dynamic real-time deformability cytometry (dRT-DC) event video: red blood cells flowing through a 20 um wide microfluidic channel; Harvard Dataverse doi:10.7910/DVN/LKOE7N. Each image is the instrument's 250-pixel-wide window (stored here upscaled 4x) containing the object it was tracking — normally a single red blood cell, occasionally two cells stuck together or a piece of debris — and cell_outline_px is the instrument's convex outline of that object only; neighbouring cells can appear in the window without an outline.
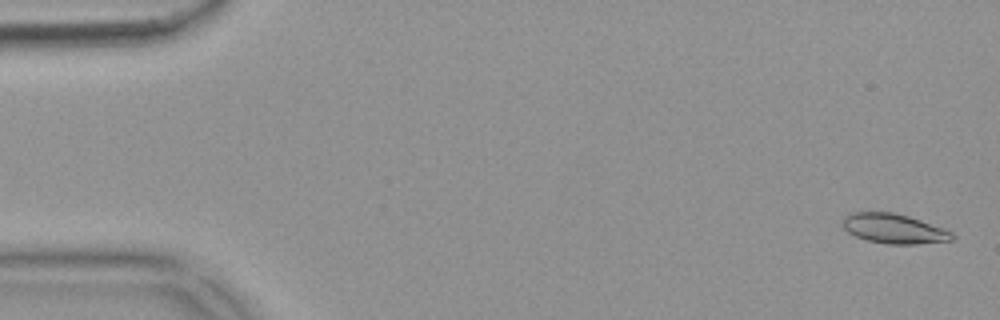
{"species": "common noctule bat (a hibernating species)", "species_latin": "Nyctalus noctula", "temperature_condition": "warm", "stored_images_in_passage": 55, "camera_frame_rate_fps": 3000, "um_per_image_px": 0.085, "animal": {"sex": "female", "body_mass_g": 18.4}, "frame": {"image": 1, "passage_image": 2, "time_ms": 0.333, "image_size_px": [1000, 320], "cell_outline_px": [[956, 236], [952, 240], [916, 244], [888, 244], [868, 240], [856, 236], [848, 232], [840, 224], [844, 216], [848, 212], [892, 212], [908, 216], [944, 228], [952, 232]], "centroid_in_image_um": [75.96, 19.42], "position_along_channel_um": 9.0, "area_um2": 19.02}}
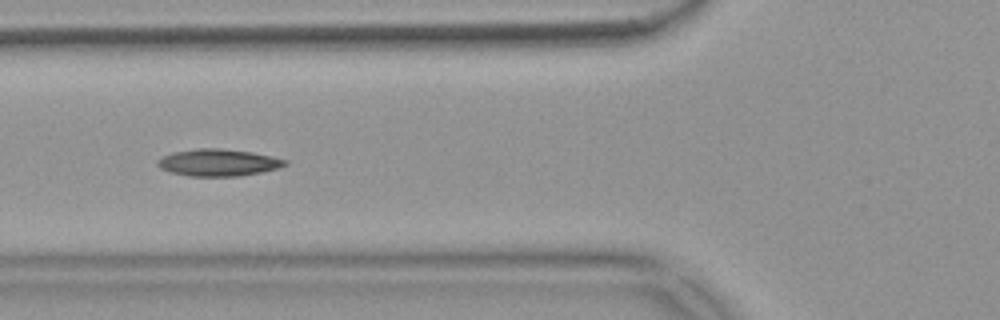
{"frame": {"image": 2, "passage_image": 21, "time_ms": 6.667, "image_size_px": [1000, 320], "cell_outline_px": [[288, 164], [280, 168], [240, 176], [188, 176], [172, 172], [160, 168], [156, 164], [156, 160], [160, 156], [172, 152], [196, 148], [220, 148], [252, 152], [272, 156], [288, 160]], "centroid_in_image_um": [18.54, 13.81], "position_along_channel_um": 107.3, "area_um2": 20.29}}
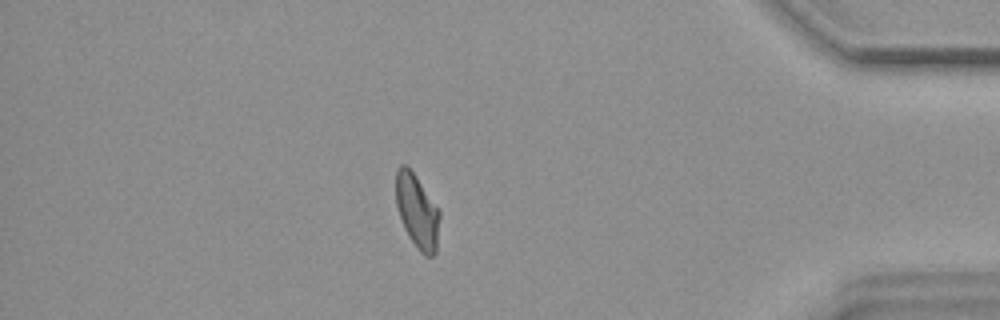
{"frame": {"image": 3, "passage_image": 48, "time_ms": 15.667, "image_size_px": [1000, 320], "cell_outline_px": [[440, 216], [436, 252], [432, 256], [424, 256], [416, 248], [408, 236], [404, 228], [396, 204], [396, 168], [400, 164], [408, 164], [440, 212]], "centroid_in_image_um": [35.44, 17.95], "position_along_channel_um": 399.8, "area_um2": 18.9}, "authors_computed_cell_mechanics": {"area_um2": 19.1896, "velocity_mm_per_s": 3.6842, "shape_relaxation_time_tau1_ms": null, "shape_relaxation_time_tau2_ms": 3.3686, "deformation_change_tau1": null, "deformation_change_tau2": 0.0979}}